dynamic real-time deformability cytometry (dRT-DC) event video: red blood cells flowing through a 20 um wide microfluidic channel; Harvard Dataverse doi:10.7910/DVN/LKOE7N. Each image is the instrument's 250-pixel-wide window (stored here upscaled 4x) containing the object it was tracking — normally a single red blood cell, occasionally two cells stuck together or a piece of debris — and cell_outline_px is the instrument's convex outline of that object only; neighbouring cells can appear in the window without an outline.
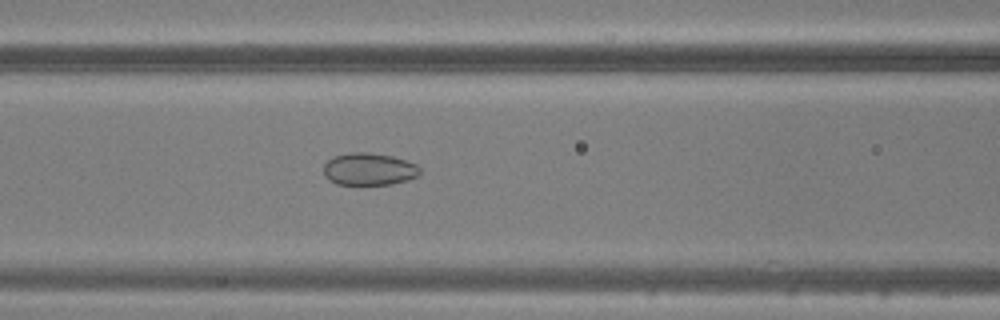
{"species": "common noctule bat (a hibernating species)", "species_latin": "Nyctalus noctula", "temperature_condition": "warm", "stored_images_in_passage": 40, "camera_frame_rate_fps": 3000, "um_per_image_px": 0.085, "animal": {"sex": "male", "body_mass_g": 20.5, "forearm_length_mm": 52.5}, "frame": {"image": 1, "passage_image": 12, "time_ms": 3.667, "image_size_px": [1000, 320], "cell_outline_px": [[420, 176], [408, 180], [392, 184], [336, 184], [328, 180], [324, 176], [324, 164], [332, 156], [352, 152], [368, 152], [392, 156], [416, 164], [420, 168]], "centroid_in_image_um": [31.36, 14.38], "position_along_channel_um": 135.2, "area_um2": 18.26}}
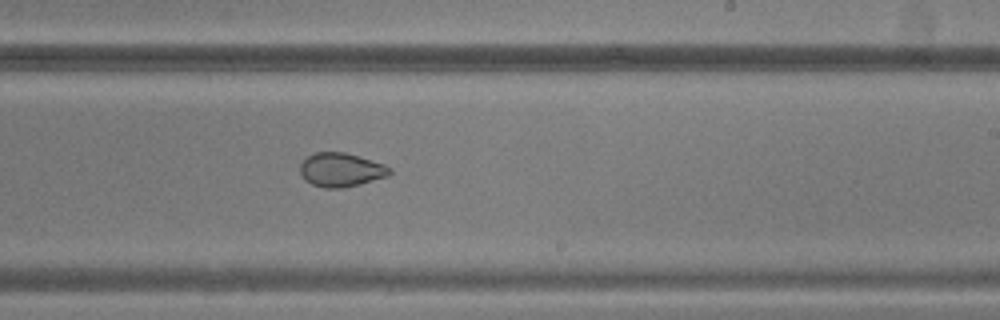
{"frame": {"image": 2, "passage_image": 21, "time_ms": 6.667, "image_size_px": [1000, 320], "cell_outline_px": [[392, 172], [388, 176], [360, 184], [340, 188], [324, 188], [312, 184], [304, 180], [300, 172], [300, 164], [308, 156], [316, 152], [344, 152], [384, 164], [392, 168]], "centroid_in_image_um": [28.98, 14.44], "position_along_channel_um": 260.0, "area_um2": 17.63}}
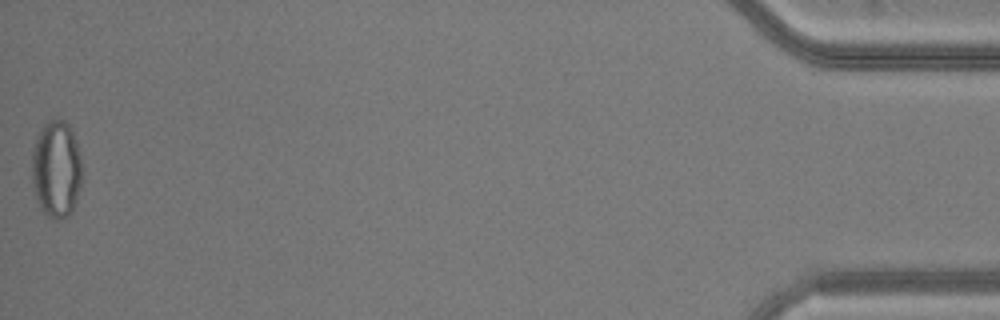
{"frame": {"image": 3, "passage_image": 40, "time_ms": 13.0, "image_size_px": [1000, 320], "cell_outline_px": [[80, 184], [76, 200], [68, 216], [60, 220], [56, 220], [48, 216], [40, 208], [36, 200], [32, 184], [32, 152], [36, 136], [44, 124], [48, 120], [60, 116], [72, 128], [80, 156]], "centroid_in_image_um": [4.76, 14.34], "position_along_channel_um": 430.4, "area_um2": 28.61}}